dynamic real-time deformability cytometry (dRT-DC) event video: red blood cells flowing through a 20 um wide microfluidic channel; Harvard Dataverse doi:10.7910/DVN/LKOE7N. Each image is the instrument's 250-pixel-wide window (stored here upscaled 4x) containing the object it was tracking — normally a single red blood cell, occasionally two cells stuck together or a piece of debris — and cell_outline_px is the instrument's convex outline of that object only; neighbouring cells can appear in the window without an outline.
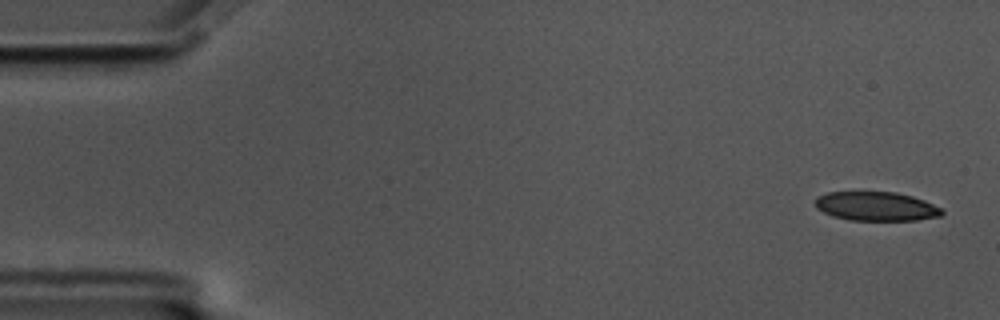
{"species": "common noctule bat (a hibernating species)", "species_latin": "Nyctalus noctula", "temperature_condition": "cold", "stored_images_in_passage": 17, "camera_frame_rate_fps": 3000, "um_per_image_px": 0.085, "animal": {"sex": "male", "body_mass_g": 17.5, "forearm_length_mm": 52.3}, "frame": {"image": 1, "passage_image": 2, "time_ms": 0.333, "image_size_px": [1000, 320], "cell_outline_px": [[944, 212], [940, 216], [916, 220], [852, 220], [832, 216], [816, 208], [816, 196], [828, 192], [896, 192], [912, 196], [924, 200], [940, 208]], "centroid_in_image_um": [74.46, 17.53], "position_along_channel_um": 10.5, "area_um2": 21.33}}